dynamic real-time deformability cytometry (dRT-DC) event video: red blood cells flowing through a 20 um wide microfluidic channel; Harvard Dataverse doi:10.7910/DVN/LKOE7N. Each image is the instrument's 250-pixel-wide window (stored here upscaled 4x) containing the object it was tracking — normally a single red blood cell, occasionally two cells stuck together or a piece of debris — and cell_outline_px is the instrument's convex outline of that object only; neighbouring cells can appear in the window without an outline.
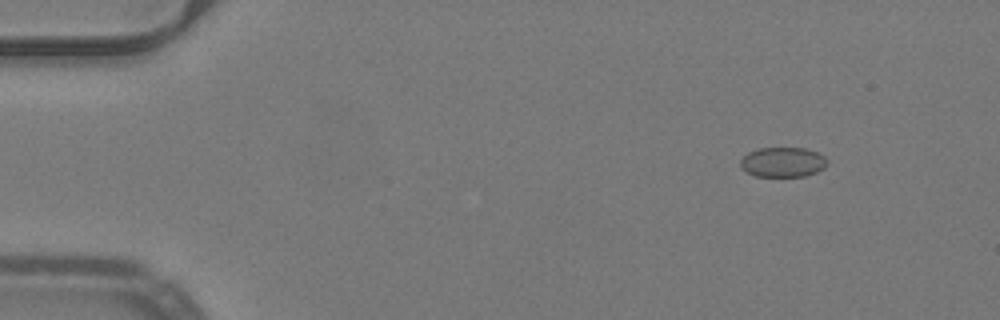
{"species": "common noctule bat (a hibernating species)", "species_latin": "Nyctalus noctula", "temperature_condition": "warm", "stored_images_in_passage": 49, "camera_frame_rate_fps": 3000, "um_per_image_px": 0.085, "animal": {"sex": "male", "body_mass_g": 19.2, "forearm_length_mm": 51.8}, "frame": {"image": 1, "passage_image": 5, "time_ms": 1.333, "image_size_px": [1000, 320], "cell_outline_px": [[828, 164], [824, 168], [816, 172], [804, 176], [756, 176], [740, 168], [740, 160], [748, 152], [756, 148], [804, 148], [816, 152], [824, 156], [828, 160]], "centroid_in_image_um": [66.53, 13.77], "position_along_channel_um": 18.5, "area_um2": 15.14}}
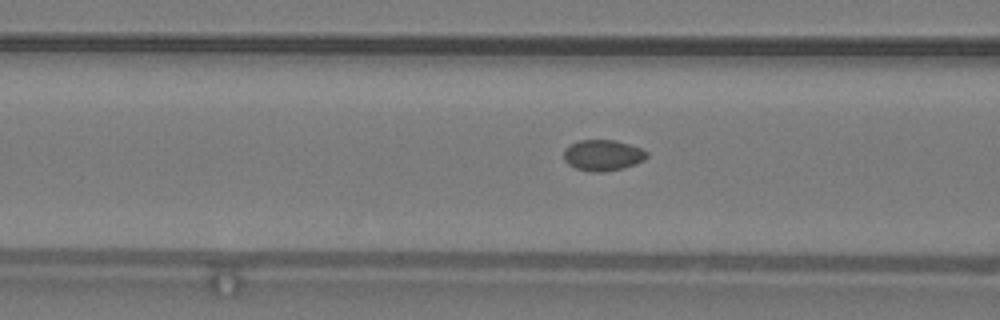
{"frame": {"image": 2, "passage_image": 20, "time_ms": 6.333, "image_size_px": [1000, 320], "cell_outline_px": [[648, 156], [644, 160], [636, 164], [624, 168], [600, 172], [592, 172], [576, 168], [568, 164], [564, 160], [564, 148], [580, 140], [616, 140], [640, 148], [648, 152]], "centroid_in_image_um": [51.25, 13.2], "position_along_channel_um": 115.4, "area_um2": 14.97}}
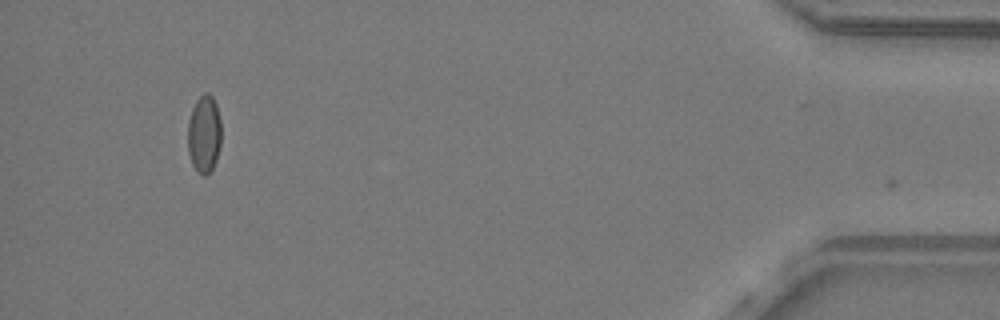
{"frame": {"image": 3, "passage_image": 48, "time_ms": 15.667, "image_size_px": [1000, 320], "cell_outline_px": [[220, 144], [216, 160], [212, 168], [204, 176], [192, 164], [188, 152], [188, 120], [192, 108], [196, 100], [204, 92], [208, 92], [212, 96], [216, 104], [220, 120]], "centroid_in_image_um": [17.34, 11.34], "position_along_channel_um": 417.9, "area_um2": 15.03}, "authors_computed_cell_mechanics": {"area_um2": 15.0858, "velocity_mm_per_s": 4.0182, "shape_relaxation_time_tau1_ms": null, "shape_relaxation_time_tau2_ms": 1.3771, "deformation_change_tau1": null, "deformation_change_tau2": 0.0419}}